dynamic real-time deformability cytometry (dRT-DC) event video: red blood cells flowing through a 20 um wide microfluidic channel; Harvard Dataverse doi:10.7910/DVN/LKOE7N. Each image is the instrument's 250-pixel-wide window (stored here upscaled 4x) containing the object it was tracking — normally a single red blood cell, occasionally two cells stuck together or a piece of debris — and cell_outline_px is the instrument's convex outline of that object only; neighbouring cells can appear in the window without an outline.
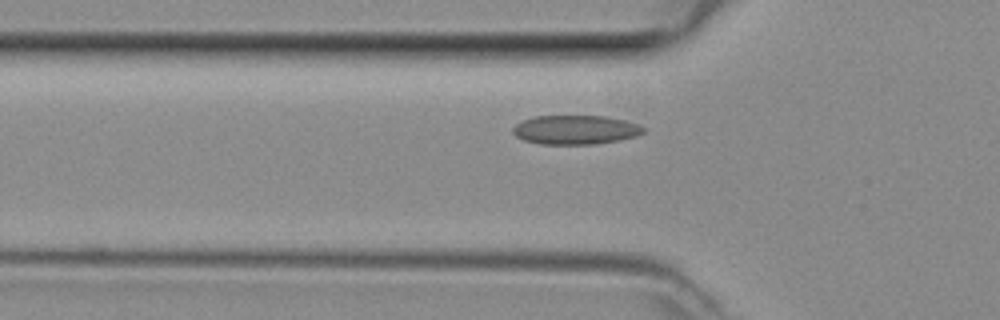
{"species": "common noctule bat (a hibernating species)", "species_latin": "Nyctalus noctula", "temperature_condition": "room temperature", "stored_images_in_passage": 16, "camera_frame_rate_fps": 3000, "um_per_image_px": 0.085, "animal": {"sex": "female", "body_mass_g": 29.2, "forearm_length_mm": 56.3}, "frame": {"image": 1, "passage_image": 5, "time_ms": 1.333, "image_size_px": [1000, 320], "cell_outline_px": [[648, 128], [644, 132], [636, 136], [620, 140], [596, 144], [540, 144], [524, 140], [516, 136], [512, 132], [512, 128], [516, 124], [524, 120], [536, 116], [604, 116], [624, 120], [640, 124]], "centroid_in_image_um": [48.95, 11.03], "position_along_channel_um": 76.8, "area_um2": 22.25}}
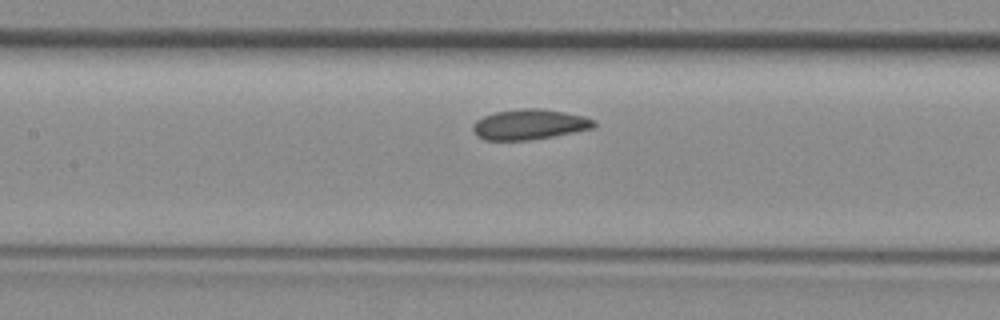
{"frame": {"image": 2, "passage_image": 11, "time_ms": 3.333, "image_size_px": [1000, 320], "cell_outline_px": [[596, 124], [592, 128], [532, 140], [484, 140], [476, 136], [472, 128], [472, 124], [476, 120], [484, 116], [496, 112], [520, 108], [540, 108], [564, 112], [584, 116], [596, 120]], "centroid_in_image_um": [44.97, 10.57], "position_along_channel_um": 162.4, "area_um2": 21.39}}
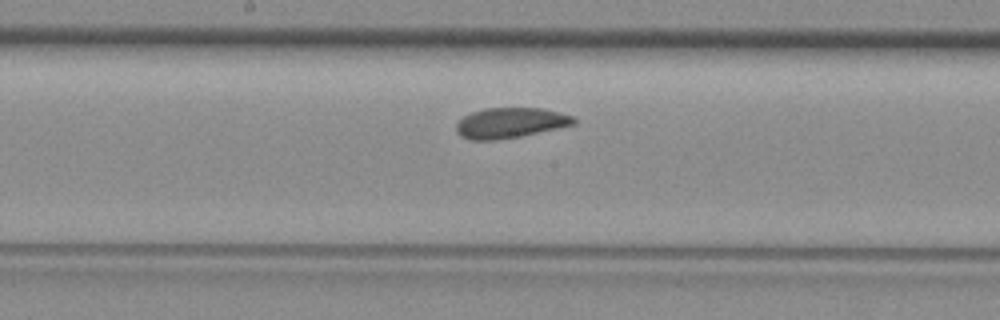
{"frame": {"image": 3, "passage_image": 14, "time_ms": 4.333, "image_size_px": [1000, 320], "cell_outline_px": [[576, 124], [520, 136], [496, 140], [472, 140], [460, 136], [456, 132], [456, 124], [464, 116], [472, 112], [484, 108], [540, 108], [560, 112], [572, 116], [576, 120]], "centroid_in_image_um": [43.36, 10.44], "position_along_channel_um": 204.8, "area_um2": 20.69}}